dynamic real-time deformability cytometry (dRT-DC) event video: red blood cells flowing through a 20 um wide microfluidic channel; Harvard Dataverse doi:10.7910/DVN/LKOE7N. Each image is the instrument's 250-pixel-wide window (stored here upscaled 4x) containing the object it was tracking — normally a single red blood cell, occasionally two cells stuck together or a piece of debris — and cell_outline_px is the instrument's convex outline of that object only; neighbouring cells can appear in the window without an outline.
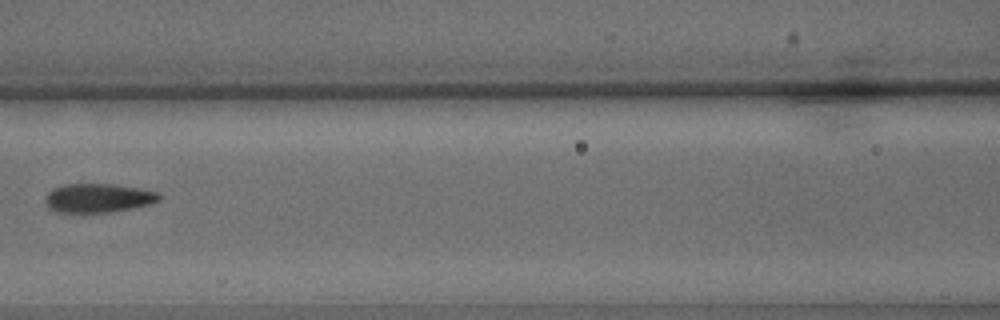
{"species": "common noctule bat (a hibernating species)", "species_latin": "Nyctalus noctula", "temperature_condition": "warm", "stored_images_in_passage": 5, "camera_frame_rate_fps": 3000, "um_per_image_px": 0.085, "animal": {"sex": "male", "body_mass_g": 15.6}, "frame": {"image": 1, "passage_image": 5, "time_ms": 1.333, "image_size_px": [1000, 320], "cell_outline_px": [[160, 200], [152, 204], [112, 212], [84, 216], [56, 212], [48, 208], [44, 200], [48, 192], [52, 188], [60, 184], [112, 184], [140, 188], [156, 192], [160, 196]], "centroid_in_image_um": [8.27, 16.88], "position_along_channel_um": 158.3, "area_um2": 20.17}}